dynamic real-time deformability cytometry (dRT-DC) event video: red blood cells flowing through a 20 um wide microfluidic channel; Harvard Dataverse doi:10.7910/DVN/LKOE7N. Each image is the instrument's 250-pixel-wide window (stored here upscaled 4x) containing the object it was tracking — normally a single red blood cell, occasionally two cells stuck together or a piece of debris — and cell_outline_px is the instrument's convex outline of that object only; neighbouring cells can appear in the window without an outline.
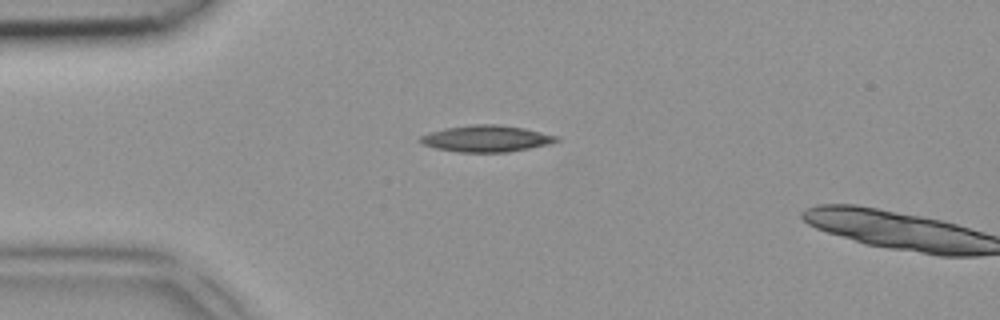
{"species": "common noctule bat (a hibernating species)", "species_latin": "Nyctalus noctula", "temperature_condition": "room temperature", "stored_images_in_passage": 2, "camera_frame_rate_fps": 3000, "um_per_image_px": 0.085, "animal": {"sex": "female", "body_mass_g": 18.4}, "frame": {"image": 1, "passage_image": 1, "time_ms": 0.0, "image_size_px": [1000, 320], "cell_outline_px": [[560, 140], [548, 144], [508, 152], [460, 152], [436, 148], [424, 144], [416, 140], [420, 136], [444, 128], [472, 124], [500, 124], [524, 128], [560, 136]], "centroid_in_image_um": [41.35, 11.77], "position_along_channel_um": 43.6, "area_um2": 21.04}}